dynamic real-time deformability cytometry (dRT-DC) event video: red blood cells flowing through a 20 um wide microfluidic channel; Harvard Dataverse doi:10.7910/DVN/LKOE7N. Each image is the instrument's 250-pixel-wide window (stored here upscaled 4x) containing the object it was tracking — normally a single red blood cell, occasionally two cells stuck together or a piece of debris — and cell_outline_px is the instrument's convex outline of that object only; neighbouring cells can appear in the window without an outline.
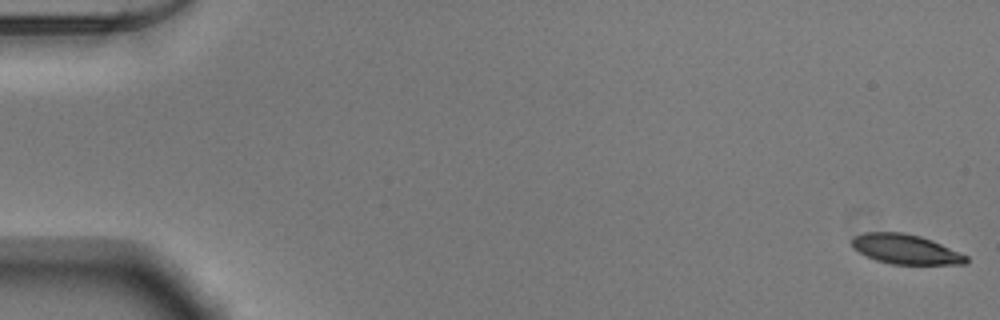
{"species": "Egyptian fruit bat (a non-hibernating species)", "species_latin": "Rousettus aegyptiacus", "temperature_condition": "warm", "stored_images_in_passage": 53, "camera_frame_rate_fps": 3000, "um_per_image_px": 0.085, "animal": {"sex": "male"}, "frame": {"image": 1, "passage_image": 1, "time_ms": 0.0, "image_size_px": [1000, 320], "cell_outline_px": [[968, 264], [892, 264], [876, 260], [852, 248], [852, 240], [856, 236], [864, 232], [904, 232], [920, 236], [932, 240], [968, 256]], "centroid_in_image_um": [76.99, 21.18], "position_along_channel_um": 8.0, "area_um2": 19.65}}
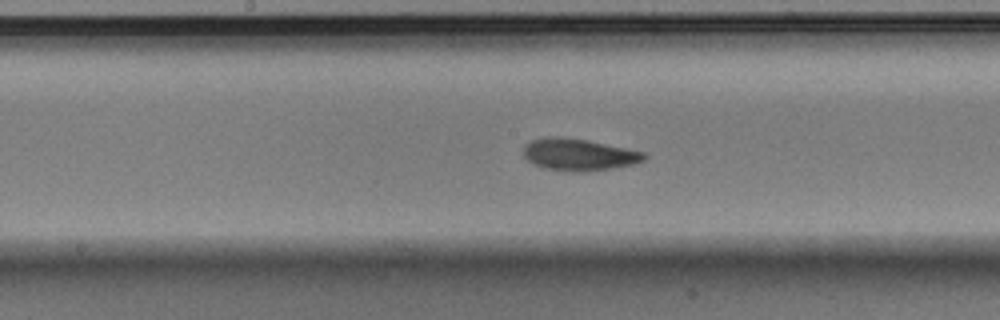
{"frame": {"image": 2, "passage_image": 28, "time_ms": 9.0, "image_size_px": [1000, 320], "cell_outline_px": [[648, 156], [644, 160], [636, 164], [612, 168], [584, 172], [576, 172], [544, 168], [532, 164], [524, 156], [524, 144], [532, 140], [544, 136], [560, 136], [588, 140], [644, 152]], "centroid_in_image_um": [49.19, 13.13], "position_along_channel_um": 199.0, "area_um2": 22.66}}
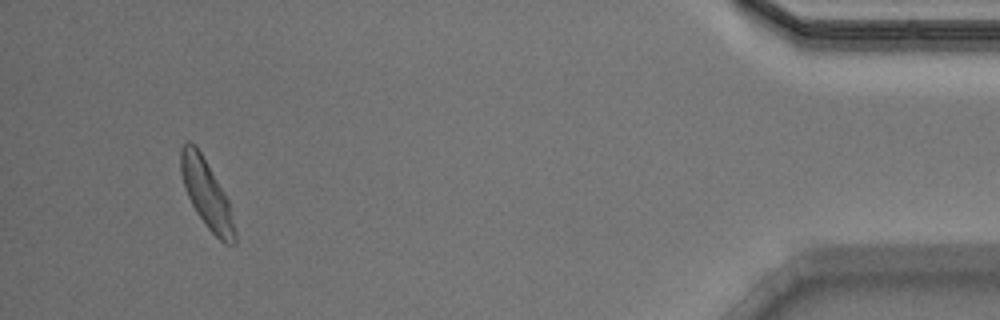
{"frame": {"image": 3, "passage_image": 50, "time_ms": 16.333, "image_size_px": [1000, 320], "cell_outline_px": [[236, 244], [224, 244], [204, 224], [196, 212], [188, 196], [180, 172], [180, 148], [188, 140], [196, 144], [224, 192], [228, 200], [236, 236]], "centroid_in_image_um": [17.54, 16.46], "position_along_channel_um": 417.7, "area_um2": 21.21}, "authors_computed_cell_mechanics": {"area_um2": 21.3282, "velocity_mm_per_s": 3.8812, "shape_relaxation_time_tau1_ms": 3.8425, "shape_relaxation_time_tau2_ms": 3.9866, "deformation_change_tau1": 0.1375, "deformation_change_tau2": 0.1095}}